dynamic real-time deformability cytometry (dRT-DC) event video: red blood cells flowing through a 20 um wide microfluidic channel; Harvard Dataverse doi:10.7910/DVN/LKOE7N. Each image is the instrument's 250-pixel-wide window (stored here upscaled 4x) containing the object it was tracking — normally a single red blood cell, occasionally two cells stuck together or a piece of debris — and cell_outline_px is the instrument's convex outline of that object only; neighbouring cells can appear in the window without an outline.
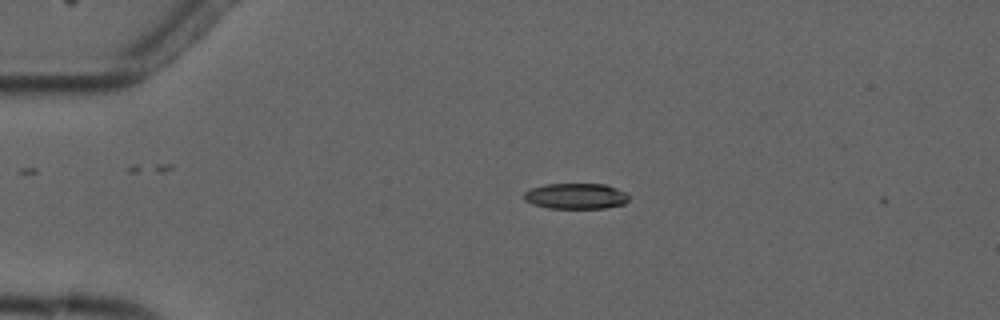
{"species": "common noctule bat (a hibernating species)", "species_latin": "Nyctalus noctula", "temperature_condition": "cold", "stored_images_in_passage": 2, "camera_frame_rate_fps": 3000, "um_per_image_px": 0.085, "animal": {"sex": "male", "forearm_length_mm": 52.5}, "frame": {"image": 1, "passage_image": 1, "time_ms": 0.0, "image_size_px": [1000, 320], "cell_outline_px": [[628, 200], [624, 204], [604, 208], [548, 208], [532, 204], [524, 200], [524, 192], [532, 188], [544, 184], [604, 184], [628, 192]], "centroid_in_image_um": [48.95, 16.67], "position_along_channel_um": 36.0, "area_um2": 15.78}}